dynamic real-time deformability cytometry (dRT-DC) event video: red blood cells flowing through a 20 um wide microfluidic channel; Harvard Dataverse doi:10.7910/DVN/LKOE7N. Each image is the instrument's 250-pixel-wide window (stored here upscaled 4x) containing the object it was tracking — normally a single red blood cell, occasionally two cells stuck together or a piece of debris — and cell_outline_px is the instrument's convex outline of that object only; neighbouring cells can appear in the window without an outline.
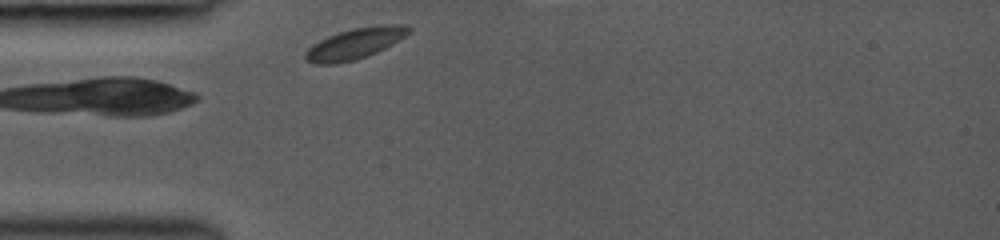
{"species": "common noctule bat (a hibernating species)", "species_latin": "Nyctalus noctula", "temperature_condition": "room temperature", "stored_images_in_passage": 5, "camera_frame_rate_fps": 3000, "um_per_image_px": 0.085, "animal": {"sex": "female", "body_mass_g": 19.0, "forearm_length_mm": 53.3}, "frame": {"image": 1, "passage_image": 5, "time_ms": 2.0, "image_size_px": [1000, 240], "cell_outline_px": [[412, 32], [392, 44], [368, 56], [356, 60], [336, 64], [316, 64], [304, 60], [304, 52], [312, 44], [328, 36], [352, 28], [384, 24], [408, 24], [412, 28]], "centroid_in_image_um": [30.19, 3.7], "position_along_channel_um": 54.8, "area_um2": 18.9}}